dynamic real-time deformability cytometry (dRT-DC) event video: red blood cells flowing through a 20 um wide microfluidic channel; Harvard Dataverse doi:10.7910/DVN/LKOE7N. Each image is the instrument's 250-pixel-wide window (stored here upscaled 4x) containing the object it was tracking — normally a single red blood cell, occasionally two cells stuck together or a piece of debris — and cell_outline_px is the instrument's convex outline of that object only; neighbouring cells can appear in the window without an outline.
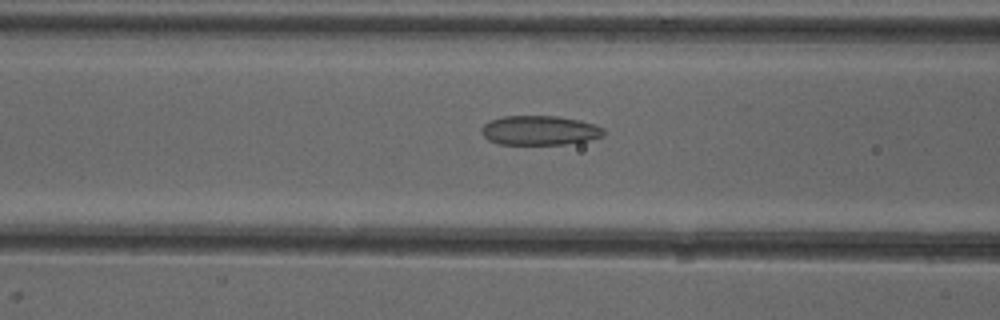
{"species": "common noctule bat (a hibernating species)", "species_latin": "Nyctalus noctula", "temperature_condition": "cold", "stored_images_in_passage": 52, "camera_frame_rate_fps": 3000, "um_per_image_px": 0.085, "animal": {"sex": "female"}, "frame": {"image": 1, "passage_image": 21, "time_ms": 6.667, "image_size_px": [1000, 320], "cell_outline_px": [[604, 136], [588, 140], [564, 144], [500, 144], [488, 140], [480, 132], [480, 128], [488, 120], [504, 116], [556, 116], [580, 120], [596, 124], [604, 128]], "centroid_in_image_um": [45.85, 11.07], "position_along_channel_um": 120.7, "area_um2": 21.1}}
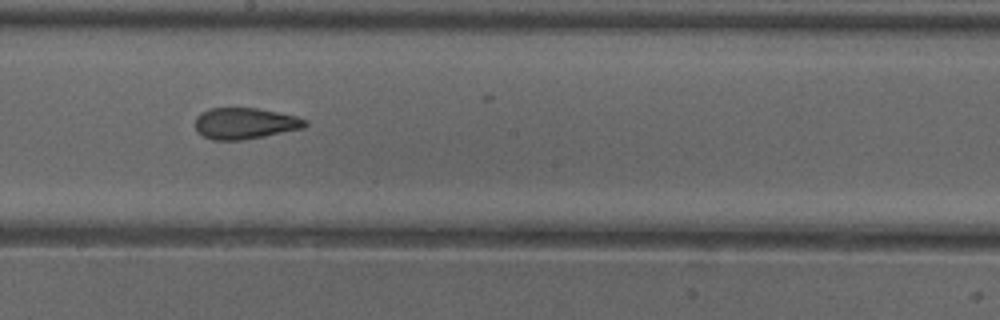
{"frame": {"image": 2, "passage_image": 29, "time_ms": 9.333, "image_size_px": [1000, 320], "cell_outline_px": [[308, 124], [304, 128], [264, 136], [240, 140], [212, 140], [196, 132], [196, 116], [200, 112], [208, 108], [256, 108], [296, 116], [308, 120]], "centroid_in_image_um": [20.8, 10.48], "position_along_channel_um": 227.4, "area_um2": 20.06}}
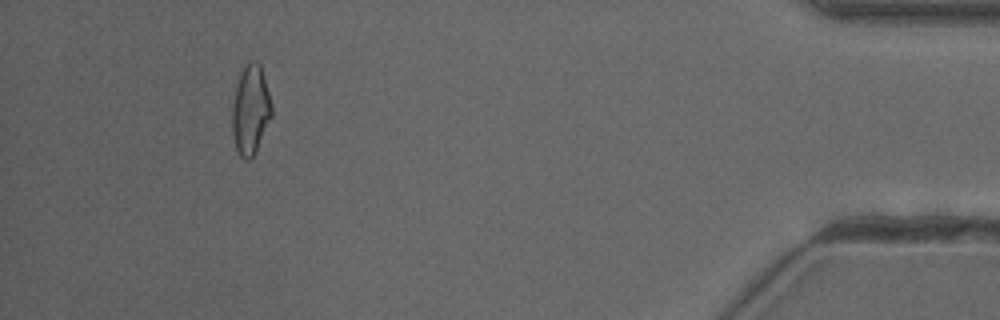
{"frame": {"image": 3, "passage_image": 48, "time_ms": 15.667, "image_size_px": [1000, 320], "cell_outline_px": [[272, 116], [256, 152], [252, 160], [244, 160], [240, 156], [236, 148], [232, 132], [232, 104], [236, 84], [240, 72], [248, 60], [256, 60], [260, 64], [272, 104]], "centroid_in_image_um": [21.29, 9.34], "position_along_channel_um": 413.9, "area_um2": 20.92}, "authors_computed_cell_mechanics": {"area_um2": 20.9236, "velocity_mm_per_s": 3.9892, "shape_relaxation_time_tau1_ms": null, "shape_relaxation_time_tau2_ms": 1.9609, "deformation_change_tau1": null, "deformation_change_tau2": 0.0972}}